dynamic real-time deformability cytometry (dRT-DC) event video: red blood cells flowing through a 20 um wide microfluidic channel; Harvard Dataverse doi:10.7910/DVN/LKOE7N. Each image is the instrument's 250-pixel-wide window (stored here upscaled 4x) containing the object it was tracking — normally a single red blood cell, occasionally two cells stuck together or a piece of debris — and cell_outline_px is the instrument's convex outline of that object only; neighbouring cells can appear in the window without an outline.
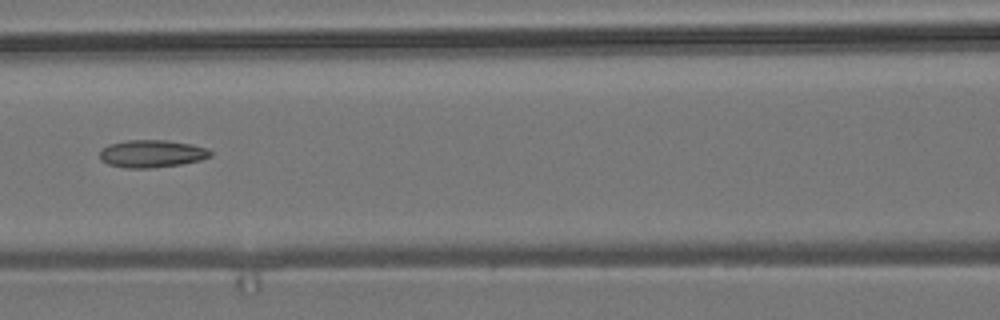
{"species": "common noctule bat (a hibernating species)", "species_latin": "Nyctalus noctula", "temperature_condition": "room temperature", "stored_images_in_passage": 7, "camera_frame_rate_fps": 3000, "um_per_image_px": 0.085, "animal": {"sex": "male", "body_mass_g": 19.2, "forearm_length_mm": 51.8}, "frame": {"image": 1, "passage_image": 6, "time_ms": 8.0, "image_size_px": [1000, 320], "cell_outline_px": [[212, 156], [200, 160], [180, 164], [152, 168], [124, 168], [108, 164], [100, 160], [100, 152], [108, 144], [128, 140], [168, 140], [192, 144], [208, 148], [212, 152]], "centroid_in_image_um": [12.92, 13.06], "position_along_channel_um": 153.7, "area_um2": 17.86}}
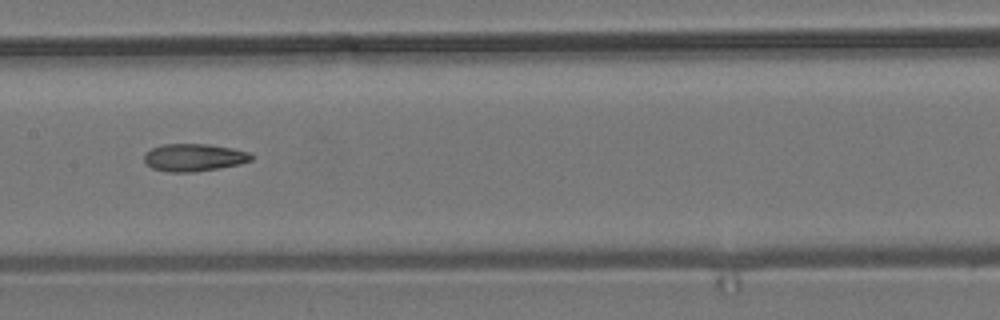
{"frame": {"image": 2, "passage_image": 7, "time_ms": 9.0, "image_size_px": [1000, 320], "cell_outline_px": [[256, 156], [252, 160], [240, 164], [192, 172], [168, 172], [152, 168], [144, 160], [144, 156], [152, 148], [164, 144], [208, 144], [232, 148], [248, 152]], "centroid_in_image_um": [16.52, 13.38], "position_along_channel_um": 190.9, "area_um2": 17.05}}